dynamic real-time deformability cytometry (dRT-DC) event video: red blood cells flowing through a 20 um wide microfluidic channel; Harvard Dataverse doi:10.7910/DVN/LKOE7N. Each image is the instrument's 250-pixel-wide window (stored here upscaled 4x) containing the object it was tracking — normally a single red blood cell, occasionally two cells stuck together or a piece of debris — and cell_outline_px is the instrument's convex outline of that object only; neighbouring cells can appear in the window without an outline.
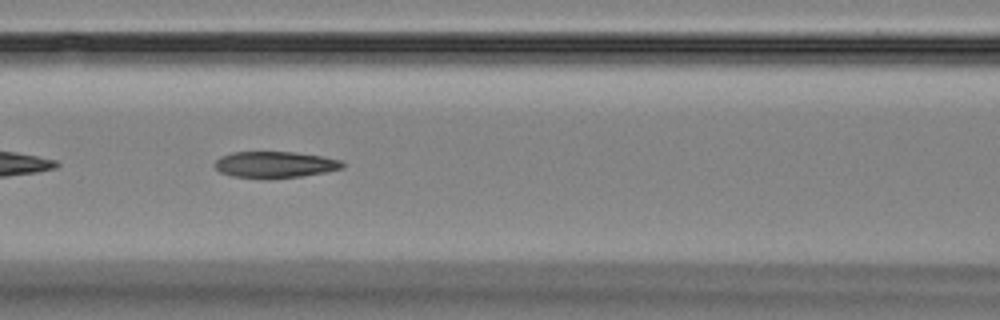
{"species": "Egyptian fruit bat (a non-hibernating species)", "species_latin": "Rousettus aegyptiacus", "temperature_condition": "room temperature", "stored_images_in_passage": 15, "camera_frame_rate_fps": 3000, "um_per_image_px": 0.085, "animal": {"sex": "female"}, "frame": {"image": 1, "passage_image": 6, "time_ms": 6.333, "image_size_px": [1000, 320], "cell_outline_px": [[344, 168], [324, 172], [300, 176], [232, 176], [220, 172], [212, 164], [220, 156], [232, 152], [296, 152], [324, 156], [340, 160], [344, 164]], "centroid_in_image_um": [23.37, 13.94], "position_along_channel_um": 143.2, "area_um2": 19.02}}
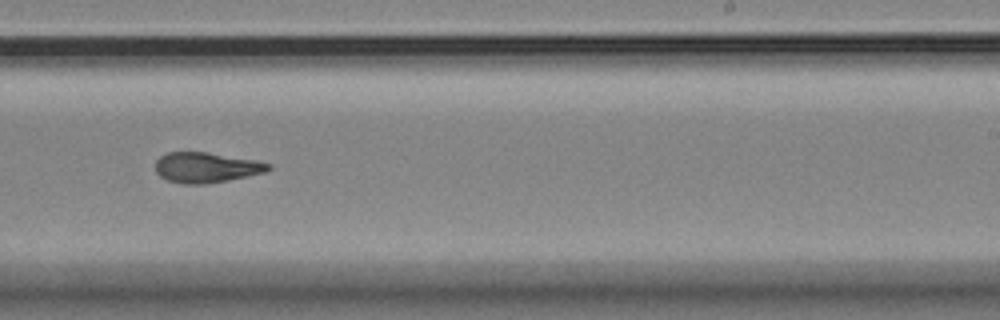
{"frame": {"image": 2, "passage_image": 9, "time_ms": 10.0, "image_size_px": [1000, 320], "cell_outline_px": [[272, 168], [268, 172], [228, 180], [204, 184], [184, 184], [168, 180], [160, 176], [156, 172], [156, 160], [160, 156], [168, 152], [208, 152], [256, 160], [272, 164]], "centroid_in_image_um": [17.57, 14.23], "position_along_channel_um": 271.4, "area_um2": 20.06}}
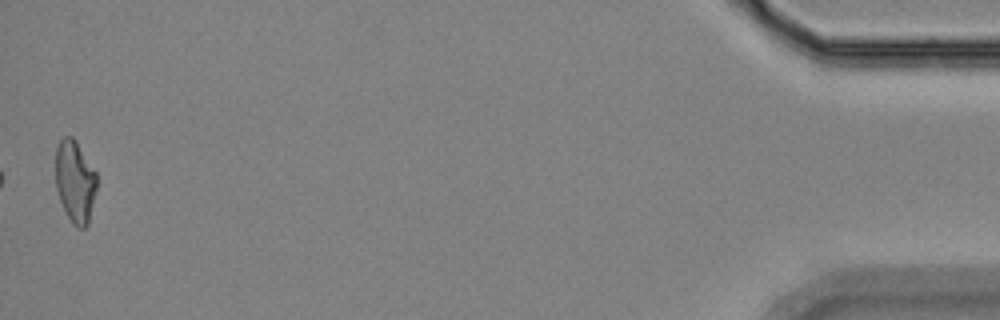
{"frame": {"image": 3, "passage_image": 15, "time_ms": 17.0, "image_size_px": [1000, 320], "cell_outline_px": [[96, 188], [88, 224], [84, 228], [76, 228], [72, 224], [60, 200], [56, 188], [56, 148], [60, 140], [64, 136], [72, 136], [76, 140], [96, 172]], "centroid_in_image_um": [6.37, 15.41], "position_along_channel_um": 428.8, "area_um2": 19.59}, "authors_computed_cell_mechanics": {"area_um2": 20.3456, "velocity_mm_per_s": 3.5171, "shape_relaxation_time_tau1_ms": null, "shape_relaxation_time_tau2_ms": 2.5258, "deformation_change_tau1": null, "deformation_change_tau2": 0.093}}